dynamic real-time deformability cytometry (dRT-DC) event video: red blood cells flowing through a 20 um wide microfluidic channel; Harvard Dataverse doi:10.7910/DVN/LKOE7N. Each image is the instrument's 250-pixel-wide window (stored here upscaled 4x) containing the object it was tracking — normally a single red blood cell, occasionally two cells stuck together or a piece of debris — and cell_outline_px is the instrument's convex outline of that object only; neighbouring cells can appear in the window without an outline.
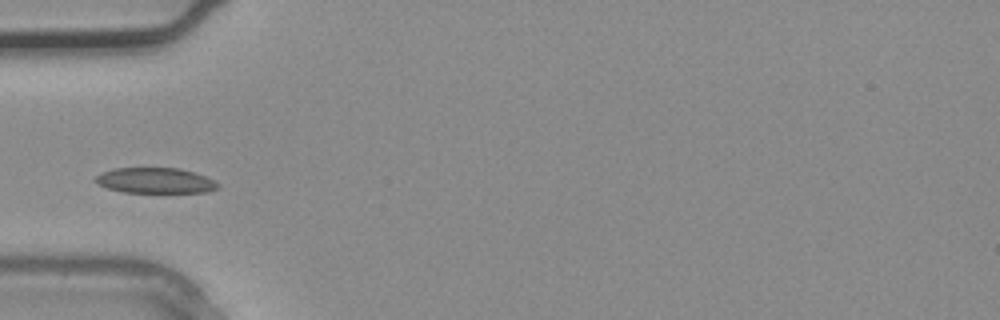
{"species": "common noctule bat (a hibernating species)", "species_latin": "Nyctalus noctula", "temperature_condition": "warm", "stored_images_in_passage": 2, "camera_frame_rate_fps": 3000, "um_per_image_px": 0.085, "animal": {"sex": "male", "body_mass_g": 20.4}, "frame": {"image": 1, "passage_image": 2, "time_ms": 0.333, "image_size_px": [1000, 320], "cell_outline_px": [[220, 188], [208, 192], [124, 192], [108, 188], [96, 184], [92, 180], [96, 176], [112, 168], [180, 168], [204, 176], [220, 184]], "centroid_in_image_um": [13.18, 15.35], "position_along_channel_um": 71.8, "area_um2": 18.15}}